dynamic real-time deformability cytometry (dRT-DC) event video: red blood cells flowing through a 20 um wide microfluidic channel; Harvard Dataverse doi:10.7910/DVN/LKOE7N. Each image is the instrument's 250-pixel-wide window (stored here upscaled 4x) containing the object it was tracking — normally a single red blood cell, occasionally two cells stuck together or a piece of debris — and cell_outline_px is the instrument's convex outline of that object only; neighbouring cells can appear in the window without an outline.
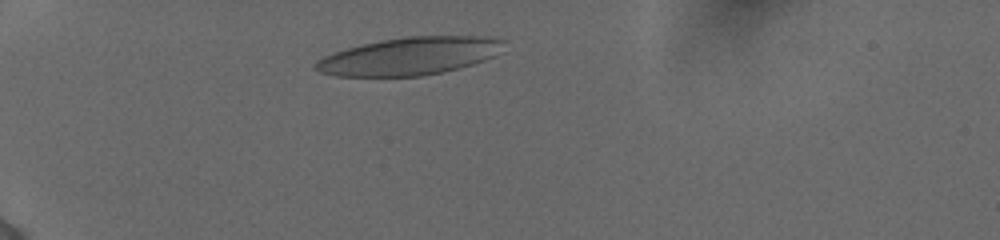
{"species": "human", "species_latin": "Homo sapiens", "temperature_condition": "cold", "stored_images_in_passage": 46, "camera_frame_rate_fps": 3000, "um_per_image_px": 0.085, "donor": {"sex": "female"}, "frame": {"image": 1, "passage_image": 7, "time_ms": 2.0, "image_size_px": [1000, 240], "cell_outline_px": [[504, 40], [496, 56], [472, 64], [444, 72], [420, 76], [336, 76], [320, 72], [316, 68], [316, 64], [324, 56], [348, 48], [380, 40], [408, 36], [488, 36]], "centroid_in_image_um": [34.85, 4.77], "position_along_channel_um": 50.1, "area_um2": 40.92}}
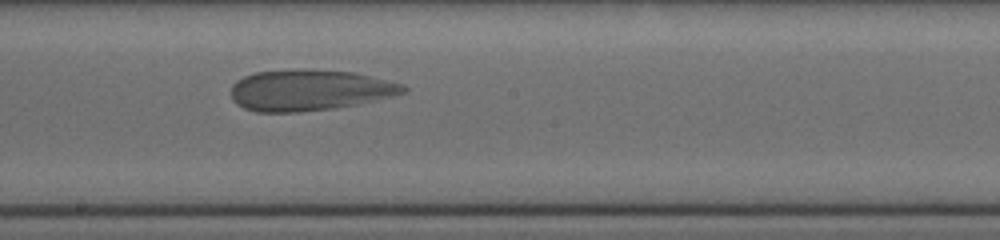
{"frame": {"image": 2, "passage_image": 24, "time_ms": 7.667, "image_size_px": [1000, 240], "cell_outline_px": [[408, 92], [392, 96], [356, 104], [332, 108], [296, 112], [256, 112], [244, 108], [236, 104], [232, 100], [232, 84], [236, 80], [244, 76], [256, 72], [352, 72], [404, 84], [408, 88]], "centroid_in_image_um": [26.3, 7.71], "position_along_channel_um": 221.9, "area_um2": 39.82}}
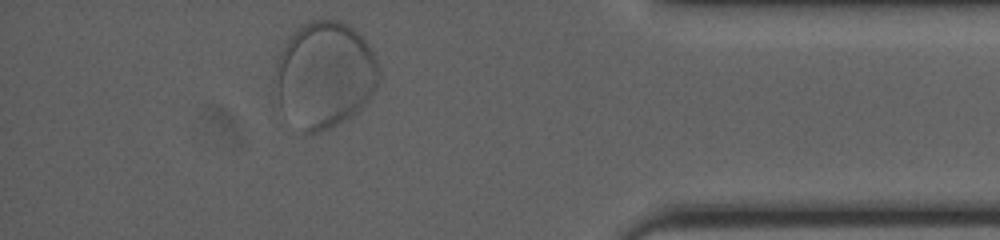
{"frame": {"image": 3, "passage_image": 41, "time_ms": 13.333, "image_size_px": [1000, 240], "cell_outline_px": [[380, 76], [376, 88], [368, 100], [356, 112], [344, 120], [312, 136], [304, 136], [280, 104], [272, 76], [280, 52], [288, 36], [300, 24], [320, 16], [340, 20], [348, 24], [368, 44], [380, 68]], "centroid_in_image_um": [27.57, 6.32], "position_along_channel_um": 407.6, "area_um2": 65.14}}